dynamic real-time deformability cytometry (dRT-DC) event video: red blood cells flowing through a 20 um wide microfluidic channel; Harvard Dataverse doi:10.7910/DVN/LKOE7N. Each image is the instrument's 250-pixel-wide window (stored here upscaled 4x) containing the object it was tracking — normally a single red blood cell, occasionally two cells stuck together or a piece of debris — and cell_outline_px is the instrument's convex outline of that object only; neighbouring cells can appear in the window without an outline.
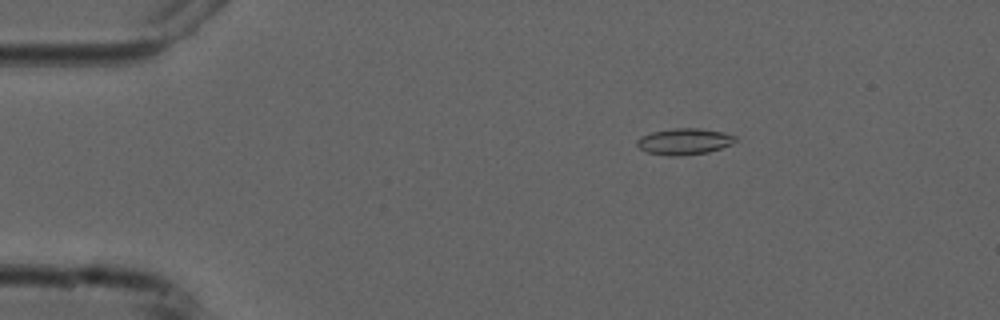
{"species": "common noctule bat (a hibernating species)", "species_latin": "Nyctalus noctula", "temperature_condition": "cold", "stored_images_in_passage": 5, "camera_frame_rate_fps": 3000, "um_per_image_px": 0.085, "animal": {"sex": "male", "forearm_length_mm": 52.5}, "frame": {"image": 1, "passage_image": 3, "time_ms": 2.333, "image_size_px": [1000, 320], "cell_outline_px": [[736, 140], [732, 144], [708, 152], [676, 156], [668, 156], [648, 152], [640, 148], [636, 144], [636, 140], [640, 136], [652, 132], [672, 128], [696, 128], [724, 132], [736, 136]], "centroid_in_image_um": [58.15, 12.02], "position_along_channel_um": 26.9, "area_um2": 15.03}}